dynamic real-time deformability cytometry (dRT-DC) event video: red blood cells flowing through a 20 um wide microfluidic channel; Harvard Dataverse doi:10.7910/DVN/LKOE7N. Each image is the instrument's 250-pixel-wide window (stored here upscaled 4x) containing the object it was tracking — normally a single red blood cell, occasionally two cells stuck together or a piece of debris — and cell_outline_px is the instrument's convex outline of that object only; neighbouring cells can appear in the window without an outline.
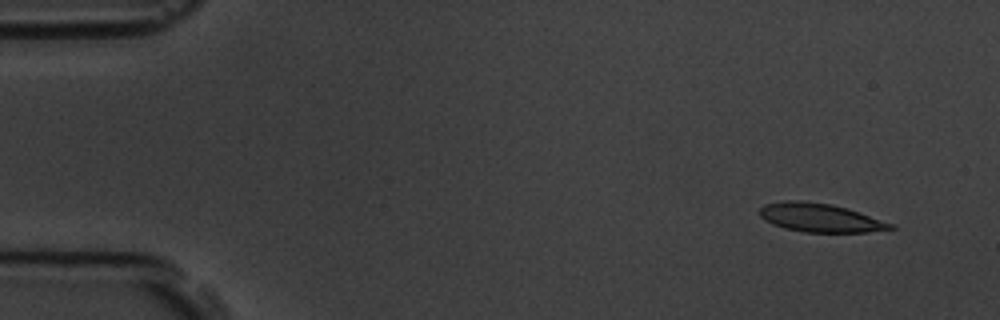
{"species": "common noctule bat (a hibernating species)", "species_latin": "Nyctalus noctula", "temperature_condition": "room temperature", "stored_images_in_passage": 10, "camera_frame_rate_fps": 3000, "um_per_image_px": 0.085, "animal": {"sex": "male", "body_mass_g": 19.5, "forearm_length_mm": 54.6}, "frame": {"image": 1, "passage_image": 1, "time_ms": 0.0, "image_size_px": [1000, 320], "cell_outline_px": [[896, 228], [868, 232], [804, 232], [784, 228], [772, 224], [764, 220], [760, 216], [760, 208], [764, 204], [784, 200], [800, 200], [832, 204], [848, 208], [892, 224]], "centroid_in_image_um": [69.66, 18.5], "position_along_channel_um": 15.3, "area_um2": 21.79}}
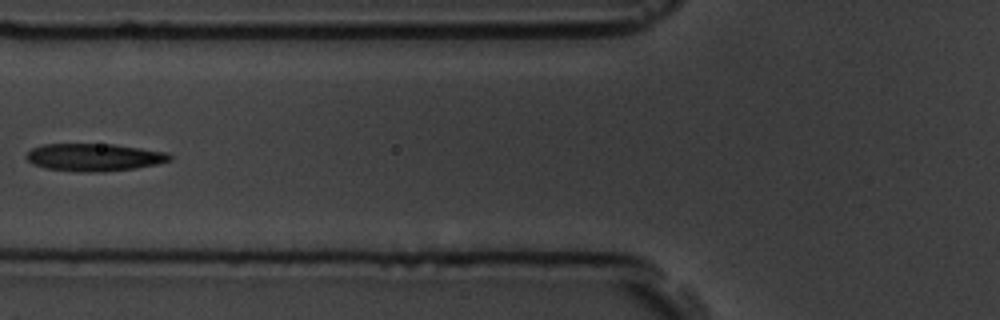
{"frame": {"image": 2, "passage_image": 5, "time_ms": 5.667, "image_size_px": [1000, 320], "cell_outline_px": [[172, 160], [156, 164], [136, 168], [100, 172], [80, 172], [44, 168], [32, 164], [24, 156], [32, 148], [44, 144], [112, 144], [168, 152], [172, 156]], "centroid_in_image_um": [7.99, 13.37], "position_along_channel_um": 117.8, "area_um2": 23.12}}
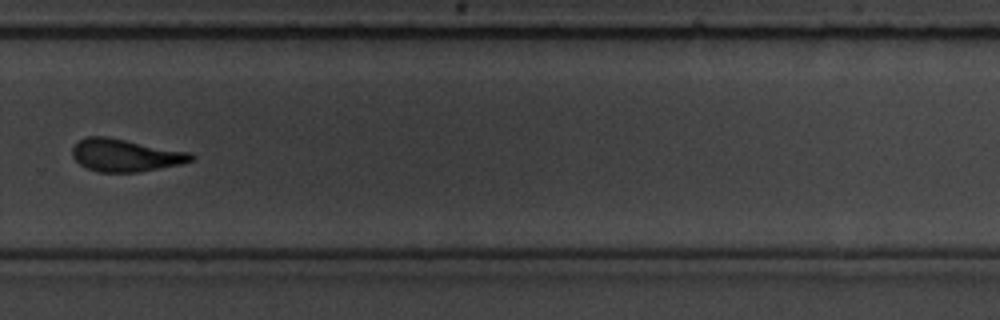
{"frame": {"image": 3, "passage_image": 10, "time_ms": 11.0, "image_size_px": [1000, 320], "cell_outline_px": [[196, 156], [192, 160], [180, 164], [140, 172], [100, 172], [88, 168], [80, 164], [72, 156], [72, 148], [80, 140], [88, 136], [104, 136], [192, 152]], "centroid_in_image_um": [10.68, 13.2], "position_along_channel_um": 319.1, "area_um2": 22.43}}